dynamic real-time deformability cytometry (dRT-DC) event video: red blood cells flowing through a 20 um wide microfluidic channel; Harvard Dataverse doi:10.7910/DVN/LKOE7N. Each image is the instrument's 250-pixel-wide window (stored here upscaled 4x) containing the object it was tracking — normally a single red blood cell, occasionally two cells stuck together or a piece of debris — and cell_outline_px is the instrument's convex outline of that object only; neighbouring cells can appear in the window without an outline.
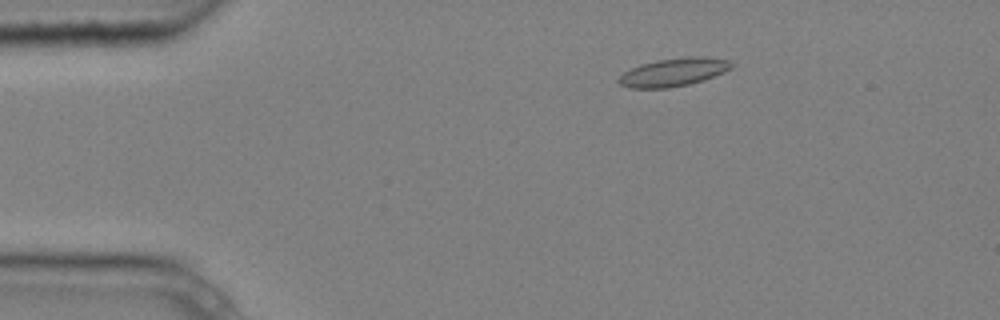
{"species": "common noctule bat (a hibernating species)", "species_latin": "Nyctalus noctula", "temperature_condition": "cold", "stored_images_in_passage": 5, "camera_frame_rate_fps": 3000, "um_per_image_px": 0.085, "animal": {"sex": "male", "body_mass_g": 20.4}, "frame": {"image": 1, "passage_image": 2, "time_ms": 0.333, "image_size_px": [1000, 320], "cell_outline_px": [[736, 64], [732, 68], [724, 72], [704, 80], [688, 84], [668, 88], [628, 88], [620, 84], [616, 80], [624, 72], [640, 64], [656, 60], [684, 56], [704, 56], [728, 60]], "centroid_in_image_um": [57.27, 6.12], "position_along_channel_um": 27.7, "area_um2": 18.73}}
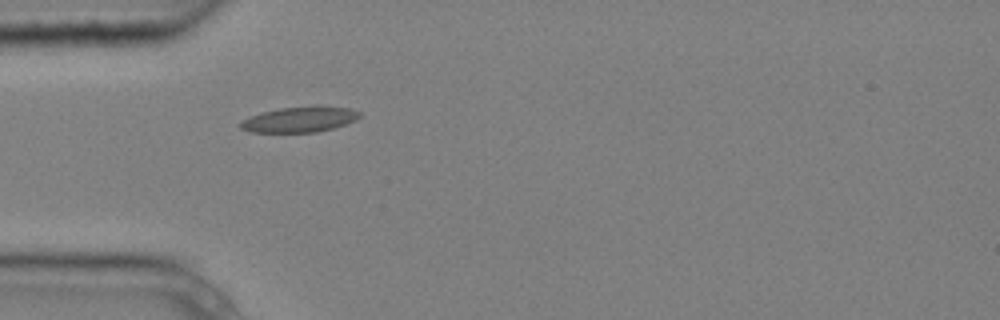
{"frame": {"image": 2, "passage_image": 4, "time_ms": 1.0, "image_size_px": [1000, 320], "cell_outline_px": [[360, 116], [356, 120], [332, 128], [316, 132], [248, 132], [240, 128], [236, 124], [260, 112], [280, 108], [316, 104], [352, 108], [360, 112]], "centroid_in_image_um": [25.48, 10.12], "position_along_channel_um": 59.5, "area_um2": 18.09}}
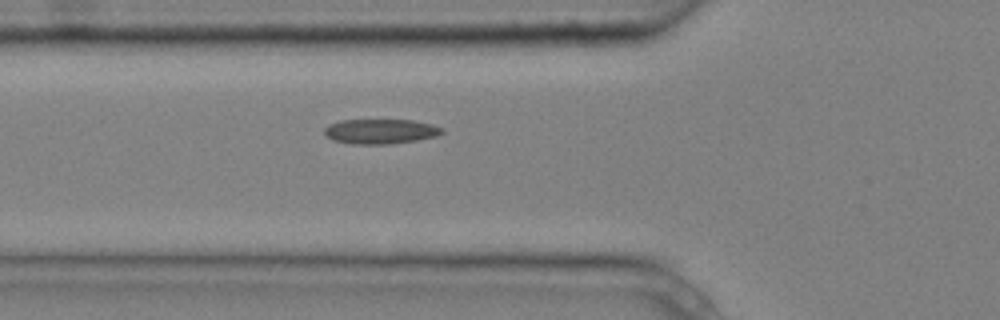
{"frame": {"image": 3, "passage_image": 5, "time_ms": 1.333, "image_size_px": [1000, 320], "cell_outline_px": [[444, 132], [436, 136], [416, 140], [388, 144], [352, 144], [332, 140], [324, 132], [324, 128], [328, 124], [340, 120], [412, 120], [432, 124], [444, 128]], "centroid_in_image_um": [32.34, 11.16], "position_along_channel_um": 93.5, "area_um2": 17.05}}